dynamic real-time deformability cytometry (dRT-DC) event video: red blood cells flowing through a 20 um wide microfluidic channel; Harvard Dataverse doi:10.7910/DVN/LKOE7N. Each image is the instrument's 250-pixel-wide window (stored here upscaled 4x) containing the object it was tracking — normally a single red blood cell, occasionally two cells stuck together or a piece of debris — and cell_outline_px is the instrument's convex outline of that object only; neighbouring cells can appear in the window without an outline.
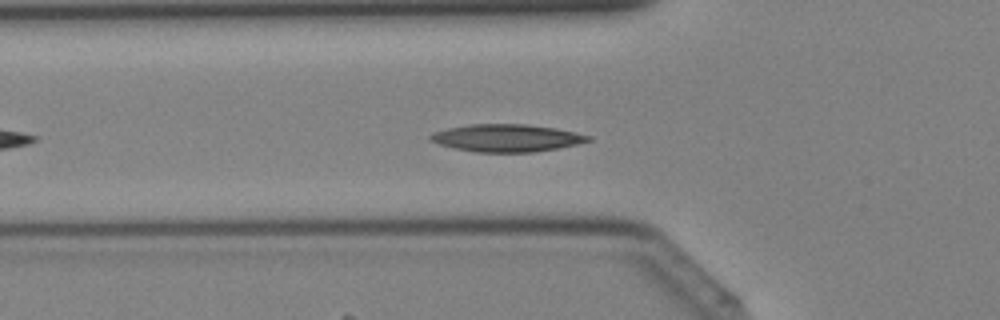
{"species": "Egyptian fruit bat (a non-hibernating species)", "species_latin": "Rousettus aegyptiacus", "temperature_condition": "cold", "stored_images_in_passage": 33, "camera_frame_rate_fps": 3000, "um_per_image_px": 0.085, "animal": {"sex": "female"}, "frame": {"image": 1, "passage_image": 6, "time_ms": 1.667, "image_size_px": [1000, 320], "cell_outline_px": [[592, 140], [576, 144], [536, 152], [476, 152], [456, 148], [440, 144], [428, 140], [428, 136], [432, 132], [448, 128], [468, 124], [528, 124], [556, 128], [592, 136]], "centroid_in_image_um": [43.05, 11.72], "position_along_channel_um": 82.8, "area_um2": 25.26}}
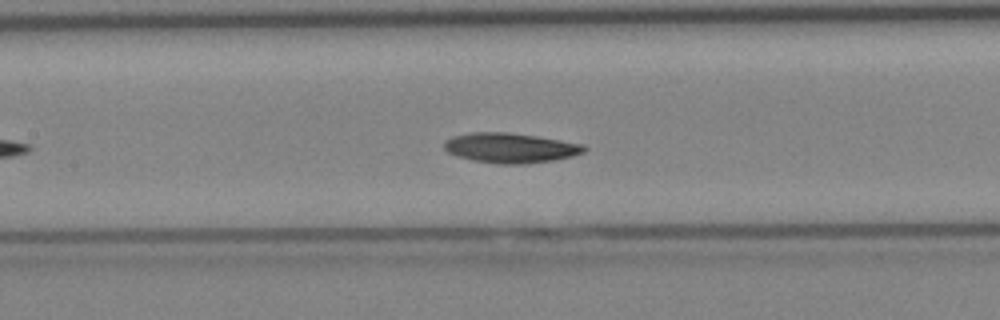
{"frame": {"image": 2, "passage_image": 11, "time_ms": 3.333, "image_size_px": [1000, 320], "cell_outline_px": [[588, 148], [584, 152], [572, 156], [552, 160], [524, 164], [500, 164], [472, 160], [456, 156], [448, 152], [444, 148], [444, 140], [452, 136], [468, 132], [508, 132], [536, 136], [584, 144]], "centroid_in_image_um": [43.35, 12.56], "position_along_channel_um": 164.0, "area_um2": 24.51}}
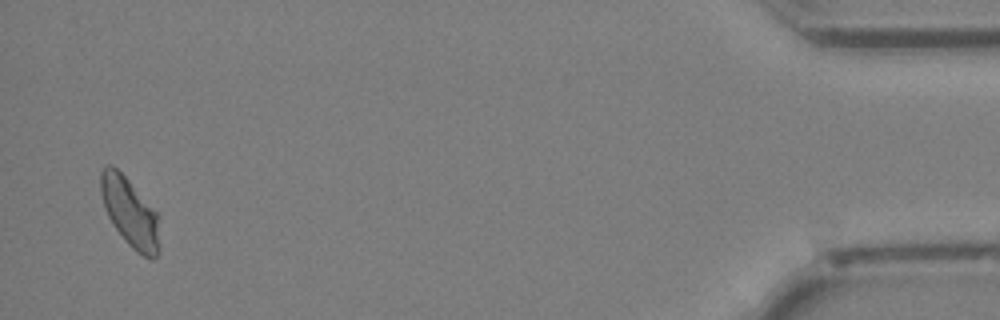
{"frame": {"image": 3, "passage_image": 32, "time_ms": 10.333, "image_size_px": [1000, 320], "cell_outline_px": [[160, 252], [156, 260], [152, 260], [136, 252], [124, 240], [112, 224], [108, 216], [100, 192], [100, 172], [108, 164], [112, 164], [128, 180], [156, 212], [160, 248]], "centroid_in_image_um": [11.04, 18.1], "position_along_channel_um": 424.2, "area_um2": 23.47}}